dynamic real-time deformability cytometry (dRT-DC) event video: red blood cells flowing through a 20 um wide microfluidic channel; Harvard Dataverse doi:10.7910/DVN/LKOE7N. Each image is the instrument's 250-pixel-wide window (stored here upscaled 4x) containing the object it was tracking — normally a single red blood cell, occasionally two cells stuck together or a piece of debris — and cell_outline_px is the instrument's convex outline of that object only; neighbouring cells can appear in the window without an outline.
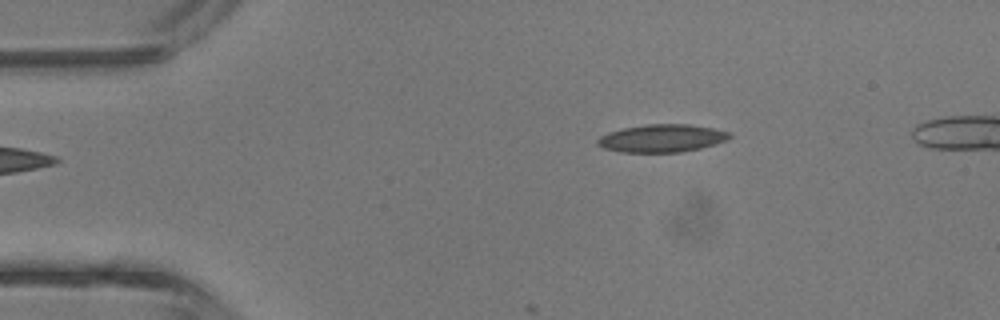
{"species": "common noctule bat (a hibernating species)", "species_latin": "Nyctalus noctula", "temperature_condition": "room temperature", "stored_images_in_passage": 3, "camera_frame_rate_fps": 3000, "um_per_image_px": 0.085, "animal": {"sex": "male", "body_mass_g": 13.3}, "frame": {"image": 1, "passage_image": 1, "time_ms": 0.0, "image_size_px": [1000, 320], "cell_outline_px": [[732, 136], [728, 140], [716, 144], [700, 148], [680, 152], [620, 152], [604, 148], [596, 144], [596, 140], [600, 136], [608, 132], [624, 128], [648, 124], [692, 124], [712, 128], [728, 132]], "centroid_in_image_um": [56.26, 11.75], "position_along_channel_um": 28.7, "area_um2": 21.39}}